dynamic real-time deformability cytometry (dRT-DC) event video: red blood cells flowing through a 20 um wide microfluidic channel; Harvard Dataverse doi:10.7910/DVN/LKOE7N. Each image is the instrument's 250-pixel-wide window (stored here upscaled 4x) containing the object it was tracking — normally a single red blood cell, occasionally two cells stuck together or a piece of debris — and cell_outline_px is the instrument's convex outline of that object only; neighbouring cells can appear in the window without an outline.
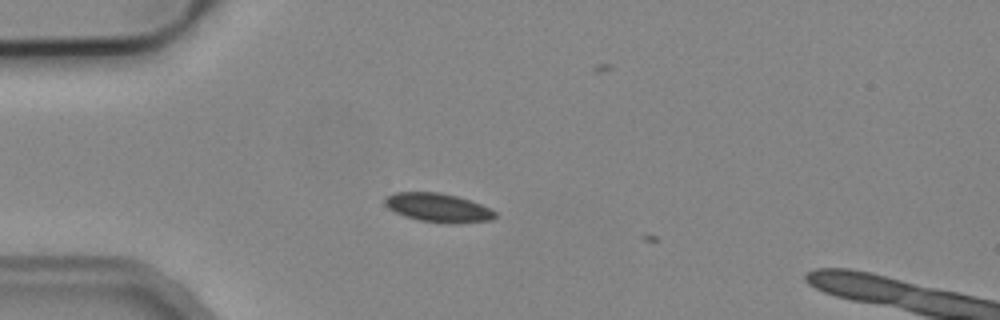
{"species": "common noctule bat (a hibernating species)", "species_latin": "Nyctalus noctula", "temperature_condition": "cold", "stored_images_in_passage": 1, "camera_frame_rate_fps": 3000, "um_per_image_px": 0.085, "animal": {"sex": "male", "body_mass_g": 19.2, "forearm_length_mm": 51.8}, "frame": {"image": 1, "passage_image": 1, "time_ms": 0.0, "image_size_px": [1000, 320], "cell_outline_px": [[496, 216], [492, 220], [452, 224], [420, 220], [404, 216], [388, 208], [384, 204], [384, 200], [388, 196], [396, 192], [440, 192], [456, 196], [480, 204], [496, 212]], "centroid_in_image_um": [37.23, 17.65], "position_along_channel_um": 47.8, "area_um2": 18.32}}